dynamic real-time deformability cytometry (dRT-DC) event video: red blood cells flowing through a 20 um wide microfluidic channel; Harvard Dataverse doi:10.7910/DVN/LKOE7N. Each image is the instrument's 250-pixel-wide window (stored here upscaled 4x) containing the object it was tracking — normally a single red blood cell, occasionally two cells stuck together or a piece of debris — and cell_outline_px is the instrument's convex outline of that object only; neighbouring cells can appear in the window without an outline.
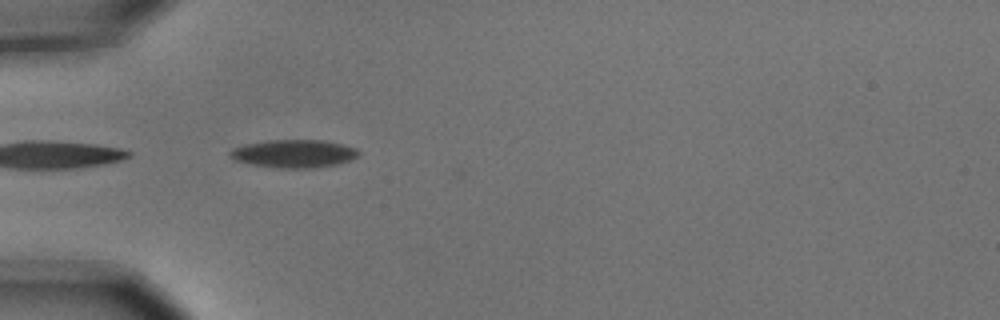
{"species": "common noctule bat (a hibernating species)", "species_latin": "Nyctalus noctula", "temperature_condition": "cold", "stored_images_in_passage": 5, "camera_frame_rate_fps": 3000, "um_per_image_px": 0.085, "animal": {"sex": "male", "body_mass_g": 15.6}, "frame": {"image": 1, "passage_image": 5, "time_ms": 1.333, "image_size_px": [1000, 320], "cell_outline_px": [[360, 152], [356, 156], [348, 160], [336, 164], [316, 168], [280, 168], [252, 164], [236, 160], [228, 156], [228, 152], [232, 148], [248, 144], [268, 140], [324, 140], [356, 148]], "centroid_in_image_um": [24.95, 13.06], "position_along_channel_um": 60.0, "area_um2": 20.75}}